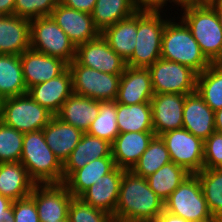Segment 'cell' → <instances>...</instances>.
<instances>
[{"label":"cell","instance_id":"cell-14","mask_svg":"<svg viewBox=\"0 0 222 222\" xmlns=\"http://www.w3.org/2000/svg\"><path fill=\"white\" fill-rule=\"evenodd\" d=\"M50 16L68 35L75 47L93 40L101 34L95 27L91 14L67 7L60 1Z\"/></svg>","mask_w":222,"mask_h":222},{"label":"cell","instance_id":"cell-11","mask_svg":"<svg viewBox=\"0 0 222 222\" xmlns=\"http://www.w3.org/2000/svg\"><path fill=\"white\" fill-rule=\"evenodd\" d=\"M170 154L171 161L190 174H203L204 141L184 128L160 135Z\"/></svg>","mask_w":222,"mask_h":222},{"label":"cell","instance_id":"cell-53","mask_svg":"<svg viewBox=\"0 0 222 222\" xmlns=\"http://www.w3.org/2000/svg\"><path fill=\"white\" fill-rule=\"evenodd\" d=\"M2 101L3 99L0 97V114H1V108H2Z\"/></svg>","mask_w":222,"mask_h":222},{"label":"cell","instance_id":"cell-8","mask_svg":"<svg viewBox=\"0 0 222 222\" xmlns=\"http://www.w3.org/2000/svg\"><path fill=\"white\" fill-rule=\"evenodd\" d=\"M53 116L26 93L3 99L0 121L25 134L43 130Z\"/></svg>","mask_w":222,"mask_h":222},{"label":"cell","instance_id":"cell-3","mask_svg":"<svg viewBox=\"0 0 222 222\" xmlns=\"http://www.w3.org/2000/svg\"><path fill=\"white\" fill-rule=\"evenodd\" d=\"M20 163L36 184L63 183V164L47 145L43 130L24 134Z\"/></svg>","mask_w":222,"mask_h":222},{"label":"cell","instance_id":"cell-38","mask_svg":"<svg viewBox=\"0 0 222 222\" xmlns=\"http://www.w3.org/2000/svg\"><path fill=\"white\" fill-rule=\"evenodd\" d=\"M222 168V133L214 131L204 141L203 174L213 177Z\"/></svg>","mask_w":222,"mask_h":222},{"label":"cell","instance_id":"cell-4","mask_svg":"<svg viewBox=\"0 0 222 222\" xmlns=\"http://www.w3.org/2000/svg\"><path fill=\"white\" fill-rule=\"evenodd\" d=\"M182 19L211 63H222V27L208 3L182 7Z\"/></svg>","mask_w":222,"mask_h":222},{"label":"cell","instance_id":"cell-41","mask_svg":"<svg viewBox=\"0 0 222 222\" xmlns=\"http://www.w3.org/2000/svg\"><path fill=\"white\" fill-rule=\"evenodd\" d=\"M168 0H134L135 7L138 12H162L164 4H167ZM170 1V0H169Z\"/></svg>","mask_w":222,"mask_h":222},{"label":"cell","instance_id":"cell-20","mask_svg":"<svg viewBox=\"0 0 222 222\" xmlns=\"http://www.w3.org/2000/svg\"><path fill=\"white\" fill-rule=\"evenodd\" d=\"M183 128L205 141L215 130V112L197 91L185 97Z\"/></svg>","mask_w":222,"mask_h":222},{"label":"cell","instance_id":"cell-40","mask_svg":"<svg viewBox=\"0 0 222 222\" xmlns=\"http://www.w3.org/2000/svg\"><path fill=\"white\" fill-rule=\"evenodd\" d=\"M15 222H40L35 201L30 197L13 201Z\"/></svg>","mask_w":222,"mask_h":222},{"label":"cell","instance_id":"cell-18","mask_svg":"<svg viewBox=\"0 0 222 222\" xmlns=\"http://www.w3.org/2000/svg\"><path fill=\"white\" fill-rule=\"evenodd\" d=\"M153 95L150 70L126 66L121 74L116 102L125 105L150 103Z\"/></svg>","mask_w":222,"mask_h":222},{"label":"cell","instance_id":"cell-32","mask_svg":"<svg viewBox=\"0 0 222 222\" xmlns=\"http://www.w3.org/2000/svg\"><path fill=\"white\" fill-rule=\"evenodd\" d=\"M190 175L185 168L171 161L146 179L150 188L165 201Z\"/></svg>","mask_w":222,"mask_h":222},{"label":"cell","instance_id":"cell-45","mask_svg":"<svg viewBox=\"0 0 222 222\" xmlns=\"http://www.w3.org/2000/svg\"><path fill=\"white\" fill-rule=\"evenodd\" d=\"M15 0H0V16L13 15Z\"/></svg>","mask_w":222,"mask_h":222},{"label":"cell","instance_id":"cell-50","mask_svg":"<svg viewBox=\"0 0 222 222\" xmlns=\"http://www.w3.org/2000/svg\"><path fill=\"white\" fill-rule=\"evenodd\" d=\"M0 222H15L14 214L8 216H0Z\"/></svg>","mask_w":222,"mask_h":222},{"label":"cell","instance_id":"cell-10","mask_svg":"<svg viewBox=\"0 0 222 222\" xmlns=\"http://www.w3.org/2000/svg\"><path fill=\"white\" fill-rule=\"evenodd\" d=\"M148 69L154 94L188 95L196 91L198 74L187 66L160 58Z\"/></svg>","mask_w":222,"mask_h":222},{"label":"cell","instance_id":"cell-33","mask_svg":"<svg viewBox=\"0 0 222 222\" xmlns=\"http://www.w3.org/2000/svg\"><path fill=\"white\" fill-rule=\"evenodd\" d=\"M196 91L214 112L222 109V63H212L197 75Z\"/></svg>","mask_w":222,"mask_h":222},{"label":"cell","instance_id":"cell-44","mask_svg":"<svg viewBox=\"0 0 222 222\" xmlns=\"http://www.w3.org/2000/svg\"><path fill=\"white\" fill-rule=\"evenodd\" d=\"M154 222H189L182 217L174 215L166 210H163L155 219Z\"/></svg>","mask_w":222,"mask_h":222},{"label":"cell","instance_id":"cell-16","mask_svg":"<svg viewBox=\"0 0 222 222\" xmlns=\"http://www.w3.org/2000/svg\"><path fill=\"white\" fill-rule=\"evenodd\" d=\"M20 59L27 89L57 77L68 67V64L62 59L43 54L31 48L24 51L20 55Z\"/></svg>","mask_w":222,"mask_h":222},{"label":"cell","instance_id":"cell-42","mask_svg":"<svg viewBox=\"0 0 222 222\" xmlns=\"http://www.w3.org/2000/svg\"><path fill=\"white\" fill-rule=\"evenodd\" d=\"M62 4L75 10L91 14L97 0H59Z\"/></svg>","mask_w":222,"mask_h":222},{"label":"cell","instance_id":"cell-47","mask_svg":"<svg viewBox=\"0 0 222 222\" xmlns=\"http://www.w3.org/2000/svg\"><path fill=\"white\" fill-rule=\"evenodd\" d=\"M215 130L222 133V109L215 111Z\"/></svg>","mask_w":222,"mask_h":222},{"label":"cell","instance_id":"cell-21","mask_svg":"<svg viewBox=\"0 0 222 222\" xmlns=\"http://www.w3.org/2000/svg\"><path fill=\"white\" fill-rule=\"evenodd\" d=\"M154 136V131L119 133L111 144L115 165L124 170H131Z\"/></svg>","mask_w":222,"mask_h":222},{"label":"cell","instance_id":"cell-51","mask_svg":"<svg viewBox=\"0 0 222 222\" xmlns=\"http://www.w3.org/2000/svg\"><path fill=\"white\" fill-rule=\"evenodd\" d=\"M212 0H195V3H208Z\"/></svg>","mask_w":222,"mask_h":222},{"label":"cell","instance_id":"cell-28","mask_svg":"<svg viewBox=\"0 0 222 222\" xmlns=\"http://www.w3.org/2000/svg\"><path fill=\"white\" fill-rule=\"evenodd\" d=\"M101 35L109 46L127 61L133 54L137 38V11L130 17L106 28Z\"/></svg>","mask_w":222,"mask_h":222},{"label":"cell","instance_id":"cell-9","mask_svg":"<svg viewBox=\"0 0 222 222\" xmlns=\"http://www.w3.org/2000/svg\"><path fill=\"white\" fill-rule=\"evenodd\" d=\"M68 68L72 75L73 93L99 101H116L121 75L91 69L75 59Z\"/></svg>","mask_w":222,"mask_h":222},{"label":"cell","instance_id":"cell-1","mask_svg":"<svg viewBox=\"0 0 222 222\" xmlns=\"http://www.w3.org/2000/svg\"><path fill=\"white\" fill-rule=\"evenodd\" d=\"M164 210L189 222H222V187L204 174H191L164 201Z\"/></svg>","mask_w":222,"mask_h":222},{"label":"cell","instance_id":"cell-7","mask_svg":"<svg viewBox=\"0 0 222 222\" xmlns=\"http://www.w3.org/2000/svg\"><path fill=\"white\" fill-rule=\"evenodd\" d=\"M30 48L62 59L70 64L76 56V47L51 16L30 20Z\"/></svg>","mask_w":222,"mask_h":222},{"label":"cell","instance_id":"cell-29","mask_svg":"<svg viewBox=\"0 0 222 222\" xmlns=\"http://www.w3.org/2000/svg\"><path fill=\"white\" fill-rule=\"evenodd\" d=\"M119 133L154 131L151 103L125 105L116 102Z\"/></svg>","mask_w":222,"mask_h":222},{"label":"cell","instance_id":"cell-46","mask_svg":"<svg viewBox=\"0 0 222 222\" xmlns=\"http://www.w3.org/2000/svg\"><path fill=\"white\" fill-rule=\"evenodd\" d=\"M208 4L214 9L217 15L218 21L222 27V0H212Z\"/></svg>","mask_w":222,"mask_h":222},{"label":"cell","instance_id":"cell-19","mask_svg":"<svg viewBox=\"0 0 222 222\" xmlns=\"http://www.w3.org/2000/svg\"><path fill=\"white\" fill-rule=\"evenodd\" d=\"M123 173L124 169L116 166L110 173L97 181L96 184L89 187L79 198L93 208L100 209L114 216Z\"/></svg>","mask_w":222,"mask_h":222},{"label":"cell","instance_id":"cell-39","mask_svg":"<svg viewBox=\"0 0 222 222\" xmlns=\"http://www.w3.org/2000/svg\"><path fill=\"white\" fill-rule=\"evenodd\" d=\"M59 0H15L13 15L34 19L50 16Z\"/></svg>","mask_w":222,"mask_h":222},{"label":"cell","instance_id":"cell-25","mask_svg":"<svg viewBox=\"0 0 222 222\" xmlns=\"http://www.w3.org/2000/svg\"><path fill=\"white\" fill-rule=\"evenodd\" d=\"M84 133L78 128L53 116L43 128V135L49 148L63 164L76 147Z\"/></svg>","mask_w":222,"mask_h":222},{"label":"cell","instance_id":"cell-36","mask_svg":"<svg viewBox=\"0 0 222 222\" xmlns=\"http://www.w3.org/2000/svg\"><path fill=\"white\" fill-rule=\"evenodd\" d=\"M24 134L0 121V163L20 162Z\"/></svg>","mask_w":222,"mask_h":222},{"label":"cell","instance_id":"cell-12","mask_svg":"<svg viewBox=\"0 0 222 222\" xmlns=\"http://www.w3.org/2000/svg\"><path fill=\"white\" fill-rule=\"evenodd\" d=\"M75 60L80 65L113 75H121L127 66L126 61L109 46L101 34L77 46Z\"/></svg>","mask_w":222,"mask_h":222},{"label":"cell","instance_id":"cell-35","mask_svg":"<svg viewBox=\"0 0 222 222\" xmlns=\"http://www.w3.org/2000/svg\"><path fill=\"white\" fill-rule=\"evenodd\" d=\"M92 136L113 143L119 134L116 114V101H100L97 118L91 122L87 132Z\"/></svg>","mask_w":222,"mask_h":222},{"label":"cell","instance_id":"cell-24","mask_svg":"<svg viewBox=\"0 0 222 222\" xmlns=\"http://www.w3.org/2000/svg\"><path fill=\"white\" fill-rule=\"evenodd\" d=\"M99 110V100L72 93L55 116L87 133L91 122L97 118Z\"/></svg>","mask_w":222,"mask_h":222},{"label":"cell","instance_id":"cell-48","mask_svg":"<svg viewBox=\"0 0 222 222\" xmlns=\"http://www.w3.org/2000/svg\"><path fill=\"white\" fill-rule=\"evenodd\" d=\"M171 2H174L175 4H178V6H187V5H192L195 4V0H171Z\"/></svg>","mask_w":222,"mask_h":222},{"label":"cell","instance_id":"cell-49","mask_svg":"<svg viewBox=\"0 0 222 222\" xmlns=\"http://www.w3.org/2000/svg\"><path fill=\"white\" fill-rule=\"evenodd\" d=\"M212 179L222 187V168L212 177Z\"/></svg>","mask_w":222,"mask_h":222},{"label":"cell","instance_id":"cell-27","mask_svg":"<svg viewBox=\"0 0 222 222\" xmlns=\"http://www.w3.org/2000/svg\"><path fill=\"white\" fill-rule=\"evenodd\" d=\"M116 167L113 157L92 160L76 170L63 184L73 197H80L89 187Z\"/></svg>","mask_w":222,"mask_h":222},{"label":"cell","instance_id":"cell-23","mask_svg":"<svg viewBox=\"0 0 222 222\" xmlns=\"http://www.w3.org/2000/svg\"><path fill=\"white\" fill-rule=\"evenodd\" d=\"M30 48V19L0 16V54L21 55Z\"/></svg>","mask_w":222,"mask_h":222},{"label":"cell","instance_id":"cell-2","mask_svg":"<svg viewBox=\"0 0 222 222\" xmlns=\"http://www.w3.org/2000/svg\"><path fill=\"white\" fill-rule=\"evenodd\" d=\"M164 210V201L150 188L146 178L124 170L114 222H154Z\"/></svg>","mask_w":222,"mask_h":222},{"label":"cell","instance_id":"cell-37","mask_svg":"<svg viewBox=\"0 0 222 222\" xmlns=\"http://www.w3.org/2000/svg\"><path fill=\"white\" fill-rule=\"evenodd\" d=\"M69 222H114L113 216L73 197L68 209Z\"/></svg>","mask_w":222,"mask_h":222},{"label":"cell","instance_id":"cell-22","mask_svg":"<svg viewBox=\"0 0 222 222\" xmlns=\"http://www.w3.org/2000/svg\"><path fill=\"white\" fill-rule=\"evenodd\" d=\"M112 157L111 143L84 133L81 140L63 163V183L78 169L92 160Z\"/></svg>","mask_w":222,"mask_h":222},{"label":"cell","instance_id":"cell-13","mask_svg":"<svg viewBox=\"0 0 222 222\" xmlns=\"http://www.w3.org/2000/svg\"><path fill=\"white\" fill-rule=\"evenodd\" d=\"M30 197L35 201L40 222L68 219V209L73 198L62 184H36Z\"/></svg>","mask_w":222,"mask_h":222},{"label":"cell","instance_id":"cell-31","mask_svg":"<svg viewBox=\"0 0 222 222\" xmlns=\"http://www.w3.org/2000/svg\"><path fill=\"white\" fill-rule=\"evenodd\" d=\"M136 11L134 0H97L91 15L95 27L102 33Z\"/></svg>","mask_w":222,"mask_h":222},{"label":"cell","instance_id":"cell-15","mask_svg":"<svg viewBox=\"0 0 222 222\" xmlns=\"http://www.w3.org/2000/svg\"><path fill=\"white\" fill-rule=\"evenodd\" d=\"M186 95L154 94L151 99L152 124L155 136L183 128V108Z\"/></svg>","mask_w":222,"mask_h":222},{"label":"cell","instance_id":"cell-17","mask_svg":"<svg viewBox=\"0 0 222 222\" xmlns=\"http://www.w3.org/2000/svg\"><path fill=\"white\" fill-rule=\"evenodd\" d=\"M28 95L54 116L73 93L72 75L67 67L60 75L30 87Z\"/></svg>","mask_w":222,"mask_h":222},{"label":"cell","instance_id":"cell-6","mask_svg":"<svg viewBox=\"0 0 222 222\" xmlns=\"http://www.w3.org/2000/svg\"><path fill=\"white\" fill-rule=\"evenodd\" d=\"M167 19L160 13L137 11V38L132 56L126 65L135 68H149L161 58V44Z\"/></svg>","mask_w":222,"mask_h":222},{"label":"cell","instance_id":"cell-30","mask_svg":"<svg viewBox=\"0 0 222 222\" xmlns=\"http://www.w3.org/2000/svg\"><path fill=\"white\" fill-rule=\"evenodd\" d=\"M20 55L0 54V97L26 94Z\"/></svg>","mask_w":222,"mask_h":222},{"label":"cell","instance_id":"cell-52","mask_svg":"<svg viewBox=\"0 0 222 222\" xmlns=\"http://www.w3.org/2000/svg\"><path fill=\"white\" fill-rule=\"evenodd\" d=\"M52 222H69V219L59 220V221H52Z\"/></svg>","mask_w":222,"mask_h":222},{"label":"cell","instance_id":"cell-5","mask_svg":"<svg viewBox=\"0 0 222 222\" xmlns=\"http://www.w3.org/2000/svg\"><path fill=\"white\" fill-rule=\"evenodd\" d=\"M161 58L187 66L197 74L212 64L182 19L180 24L167 19L162 36Z\"/></svg>","mask_w":222,"mask_h":222},{"label":"cell","instance_id":"cell-43","mask_svg":"<svg viewBox=\"0 0 222 222\" xmlns=\"http://www.w3.org/2000/svg\"><path fill=\"white\" fill-rule=\"evenodd\" d=\"M13 215V201L0 194V216Z\"/></svg>","mask_w":222,"mask_h":222},{"label":"cell","instance_id":"cell-34","mask_svg":"<svg viewBox=\"0 0 222 222\" xmlns=\"http://www.w3.org/2000/svg\"><path fill=\"white\" fill-rule=\"evenodd\" d=\"M169 162H171V158L164 141L160 136H154L131 170L135 174L147 178Z\"/></svg>","mask_w":222,"mask_h":222},{"label":"cell","instance_id":"cell-26","mask_svg":"<svg viewBox=\"0 0 222 222\" xmlns=\"http://www.w3.org/2000/svg\"><path fill=\"white\" fill-rule=\"evenodd\" d=\"M36 183L20 162L0 163V194L12 201L30 196Z\"/></svg>","mask_w":222,"mask_h":222}]
</instances>
